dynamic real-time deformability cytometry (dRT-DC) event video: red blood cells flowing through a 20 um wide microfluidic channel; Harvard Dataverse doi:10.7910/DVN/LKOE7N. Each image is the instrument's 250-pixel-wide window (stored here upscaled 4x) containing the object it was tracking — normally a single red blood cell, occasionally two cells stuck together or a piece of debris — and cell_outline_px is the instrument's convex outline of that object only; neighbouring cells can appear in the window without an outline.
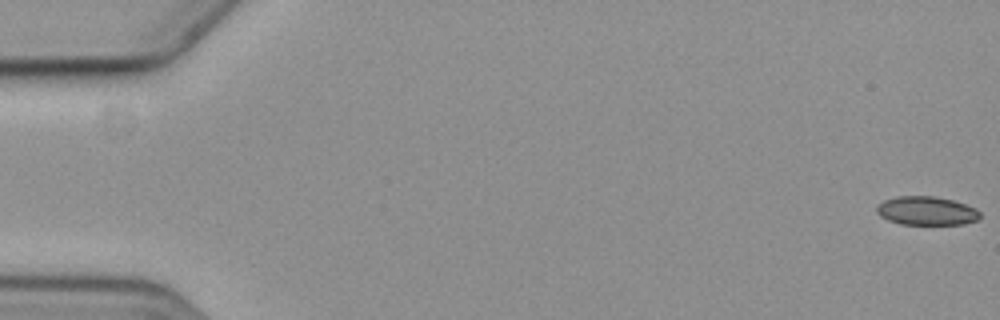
{"species": "common noctule bat (a hibernating species)", "species_latin": "Nyctalus noctula", "temperature_condition": "cold", "stored_images_in_passage": 6, "camera_frame_rate_fps": 3000, "um_per_image_px": 0.085, "animal": {"sex": "female", "body_mass_g": 19.3, "forearm_length_mm": 54.1}, "frame": {"image": 1, "passage_image": 1, "time_ms": 0.0, "image_size_px": [1000, 320], "cell_outline_px": [[980, 220], [964, 224], [900, 224], [888, 220], [880, 216], [876, 212], [876, 208], [884, 200], [900, 196], [932, 196], [952, 200], [976, 208], [980, 212]], "centroid_in_image_um": [78.78, 17.93], "position_along_channel_um": 6.2, "area_um2": 17.22}}
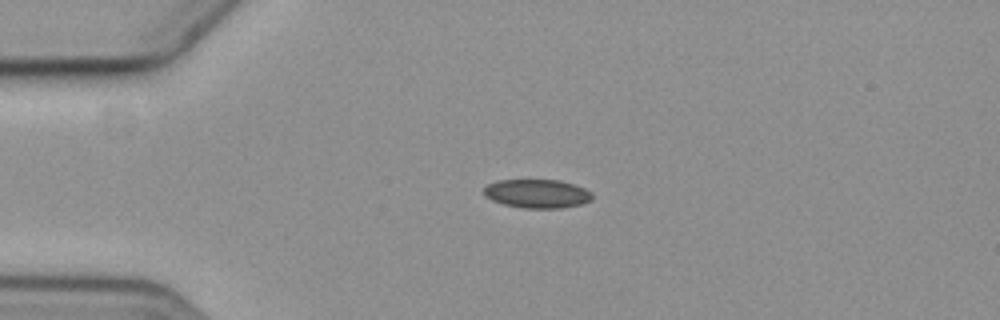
{"frame": {"image": 2, "passage_image": 5, "time_ms": 4.667, "image_size_px": [1000, 320], "cell_outline_px": [[592, 200], [580, 204], [560, 208], [520, 208], [504, 204], [492, 200], [484, 192], [484, 188], [488, 184], [500, 180], [560, 180], [584, 188], [592, 192]], "centroid_in_image_um": [45.68, 16.46], "position_along_channel_um": 39.3, "area_um2": 17.98}}